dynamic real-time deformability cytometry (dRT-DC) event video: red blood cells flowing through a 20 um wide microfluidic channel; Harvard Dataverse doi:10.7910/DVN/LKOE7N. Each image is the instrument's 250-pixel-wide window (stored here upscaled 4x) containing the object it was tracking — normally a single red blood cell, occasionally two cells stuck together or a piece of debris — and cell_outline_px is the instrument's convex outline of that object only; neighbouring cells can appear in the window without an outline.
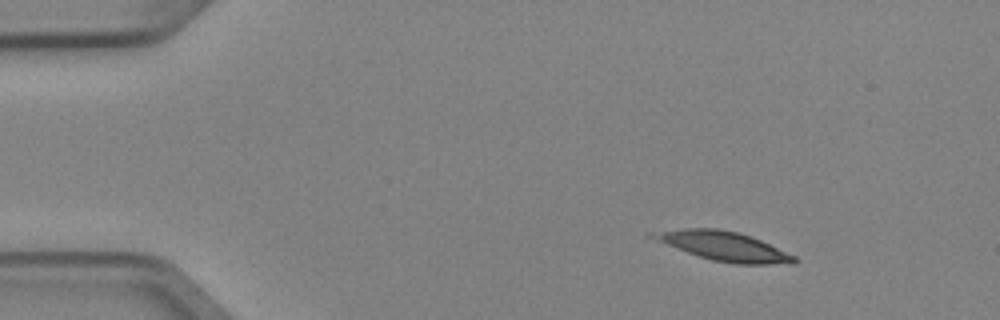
{"species": "Egyptian fruit bat (a non-hibernating species)", "species_latin": "Rousettus aegyptiacus", "temperature_condition": "cold", "stored_images_in_passage": 3, "camera_frame_rate_fps": 3000, "um_per_image_px": 0.085, "animal": {"sex": "female"}, "frame": {"image": 1, "passage_image": 1, "time_ms": 0.0, "image_size_px": [1000, 320], "cell_outline_px": [[796, 264], [736, 264], [712, 260], [688, 252], [644, 236], [648, 232], [684, 228], [720, 228], [752, 236], [796, 256]], "centroid_in_image_um": [61.5, 20.91], "position_along_channel_um": 23.5, "area_um2": 24.1}}
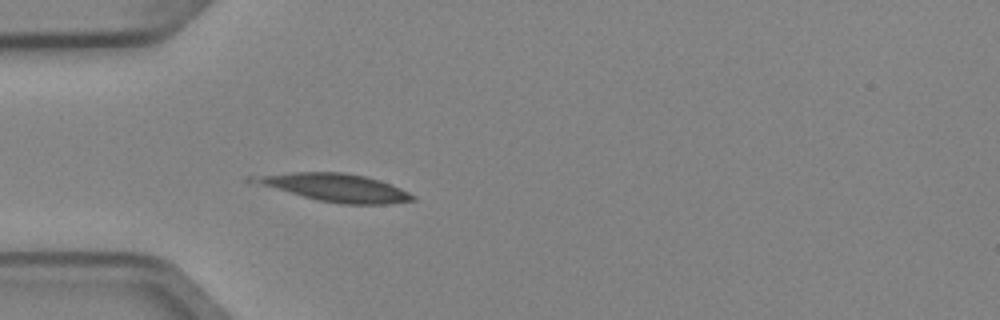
{"frame": {"image": 2, "passage_image": 3, "time_ms": 0.667, "image_size_px": [1000, 320], "cell_outline_px": [[416, 200], [384, 204], [344, 204], [320, 200], [304, 196], [244, 180], [244, 176], [292, 172], [344, 172], [364, 176], [380, 180], [400, 188], [416, 196]], "centroid_in_image_um": [28.47, 15.92], "position_along_channel_um": 56.5, "area_um2": 25.61}}